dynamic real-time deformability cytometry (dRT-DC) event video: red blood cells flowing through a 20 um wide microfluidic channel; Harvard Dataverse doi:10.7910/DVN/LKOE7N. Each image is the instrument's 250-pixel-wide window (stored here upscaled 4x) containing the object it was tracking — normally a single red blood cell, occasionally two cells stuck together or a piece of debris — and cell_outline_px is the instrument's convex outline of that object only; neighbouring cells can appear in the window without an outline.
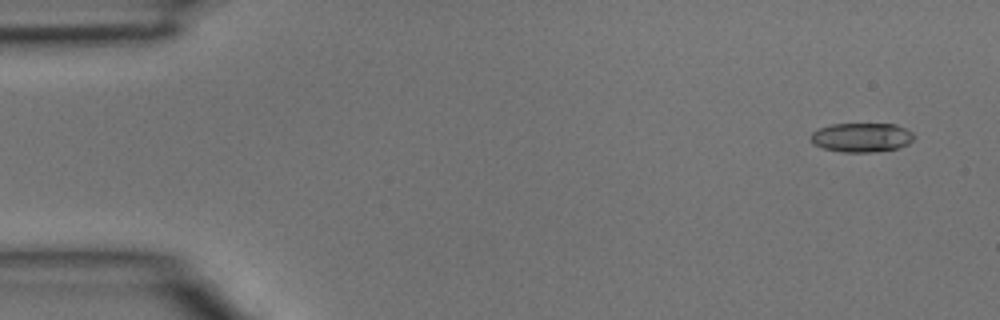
{"species": "common noctule bat (a hibernating species)", "species_latin": "Nyctalus noctula", "temperature_condition": "room temperature", "stored_images_in_passage": 3, "camera_frame_rate_fps": 3000, "um_per_image_px": 0.085, "animal": {"sex": "male", "body_mass_g": 15.6}, "frame": {"image": 1, "passage_image": 1, "time_ms": 0.0, "image_size_px": [1000, 320], "cell_outline_px": [[916, 136], [908, 144], [900, 148], [872, 152], [844, 152], [824, 148], [812, 144], [808, 140], [808, 136], [812, 132], [820, 128], [832, 124], [896, 124], [912, 132]], "centroid_in_image_um": [73.21, 11.68], "position_along_channel_um": 11.8, "area_um2": 17.74}}